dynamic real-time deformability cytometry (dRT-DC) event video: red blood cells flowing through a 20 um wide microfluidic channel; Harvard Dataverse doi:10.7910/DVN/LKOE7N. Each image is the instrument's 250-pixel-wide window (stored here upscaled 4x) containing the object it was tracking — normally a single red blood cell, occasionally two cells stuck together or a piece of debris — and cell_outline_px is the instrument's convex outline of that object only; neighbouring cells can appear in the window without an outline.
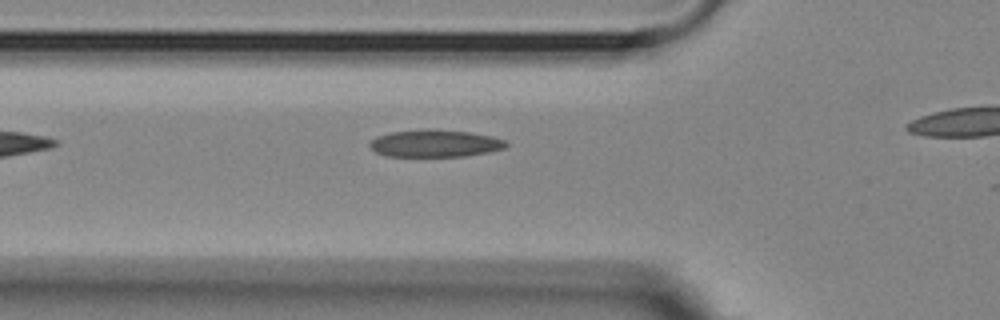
{"species": "Egyptian fruit bat (a non-hibernating species)", "species_latin": "Rousettus aegyptiacus", "temperature_condition": "room temperature", "stored_images_in_passage": 16, "camera_frame_rate_fps": 3000, "um_per_image_px": 0.085, "animal": {"sex": "female"}, "frame": {"image": 1, "passage_image": 5, "time_ms": 1.333, "image_size_px": [1000, 320], "cell_outline_px": [[508, 144], [504, 148], [488, 152], [468, 156], [388, 156], [376, 152], [368, 144], [376, 136], [392, 132], [428, 128], [468, 132], [492, 136], [504, 140]], "centroid_in_image_um": [36.97, 12.18], "position_along_channel_um": 88.8, "area_um2": 21.62}}
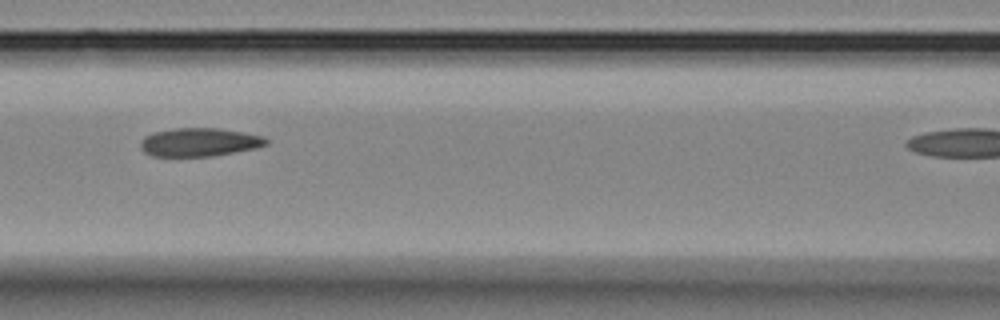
{"frame": {"image": 2, "passage_image": 10, "time_ms": 3.0, "image_size_px": [1000, 320], "cell_outline_px": [[268, 144], [256, 148], [212, 156], [152, 156], [144, 152], [140, 148], [140, 140], [144, 136], [152, 132], [176, 128], [220, 128], [244, 132], [264, 136], [268, 140]], "centroid_in_image_um": [16.93, 12.08], "position_along_channel_um": 149.7, "area_um2": 20.98}}